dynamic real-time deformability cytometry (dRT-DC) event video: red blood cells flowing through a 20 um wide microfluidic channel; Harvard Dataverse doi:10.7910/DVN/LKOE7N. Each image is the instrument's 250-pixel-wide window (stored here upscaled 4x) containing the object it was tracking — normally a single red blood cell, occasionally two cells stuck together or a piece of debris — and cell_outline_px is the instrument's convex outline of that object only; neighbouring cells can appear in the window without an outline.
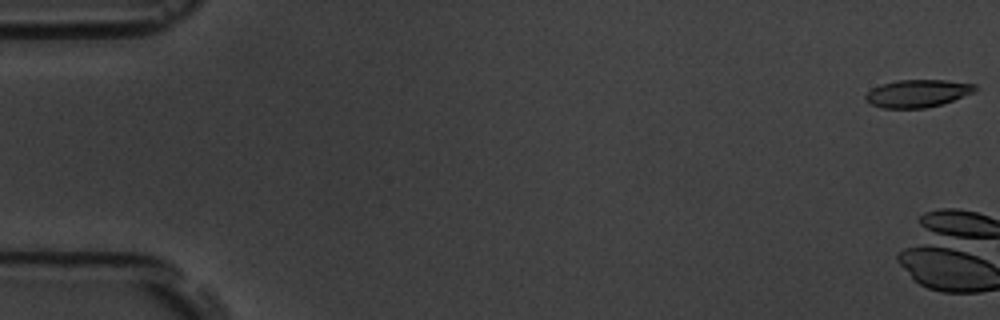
{"species": "common noctule bat (a hibernating species)", "species_latin": "Nyctalus noctula", "temperature_condition": "room temperature", "stored_images_in_passage": 5, "camera_frame_rate_fps": 3000, "um_per_image_px": 0.085, "animal": {"sex": "male", "body_mass_g": 19.5, "forearm_length_mm": 54.6}, "frame": {"image": 1, "passage_image": 1, "time_ms": 0.0, "image_size_px": [1000, 320], "cell_outline_px": [[980, 88], [976, 92], [940, 104], [924, 108], [884, 108], [872, 104], [864, 100], [864, 96], [872, 88], [880, 84], [896, 80], [944, 80], [976, 84]], "centroid_in_image_um": [78.01, 7.93], "position_along_channel_um": 7.0, "area_um2": 17.69}}